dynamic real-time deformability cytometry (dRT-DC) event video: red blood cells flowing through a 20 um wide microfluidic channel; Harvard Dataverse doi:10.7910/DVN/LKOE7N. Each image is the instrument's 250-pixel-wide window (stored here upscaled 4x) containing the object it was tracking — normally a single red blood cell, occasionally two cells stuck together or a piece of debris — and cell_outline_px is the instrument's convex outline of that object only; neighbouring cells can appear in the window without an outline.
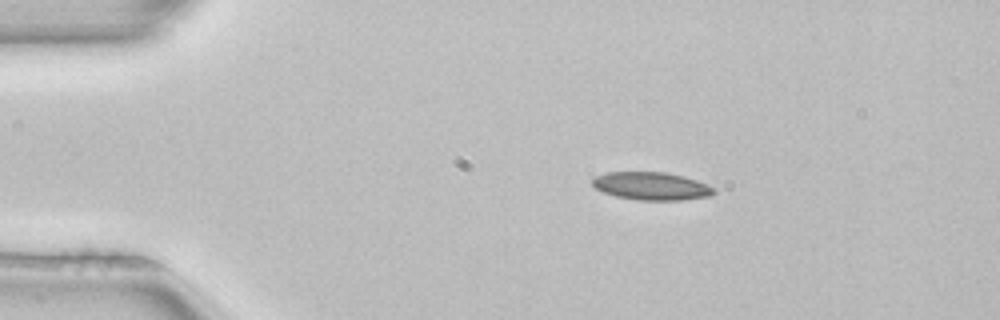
{"species": "common noctule bat (a hibernating species)", "species_latin": "Nyctalus noctula", "temperature_condition": "room temperature", "stored_images_in_passage": 2, "camera_frame_rate_fps": 3000, "um_per_image_px": 0.085, "animal": {"sex": "female", "body_mass_g": 22.7, "forearm_length_mm": 54.2}, "frame": {"image": 1, "passage_image": 1, "time_ms": 0.0, "image_size_px": [1000, 320], "cell_outline_px": [[716, 192], [708, 196], [680, 200], [640, 200], [616, 196], [604, 192], [596, 188], [592, 184], [592, 180], [596, 176], [604, 172], [664, 172], [684, 176], [696, 180], [716, 188]], "centroid_in_image_um": [55.37, 15.81], "position_along_channel_um": 29.6, "area_um2": 19.65}}